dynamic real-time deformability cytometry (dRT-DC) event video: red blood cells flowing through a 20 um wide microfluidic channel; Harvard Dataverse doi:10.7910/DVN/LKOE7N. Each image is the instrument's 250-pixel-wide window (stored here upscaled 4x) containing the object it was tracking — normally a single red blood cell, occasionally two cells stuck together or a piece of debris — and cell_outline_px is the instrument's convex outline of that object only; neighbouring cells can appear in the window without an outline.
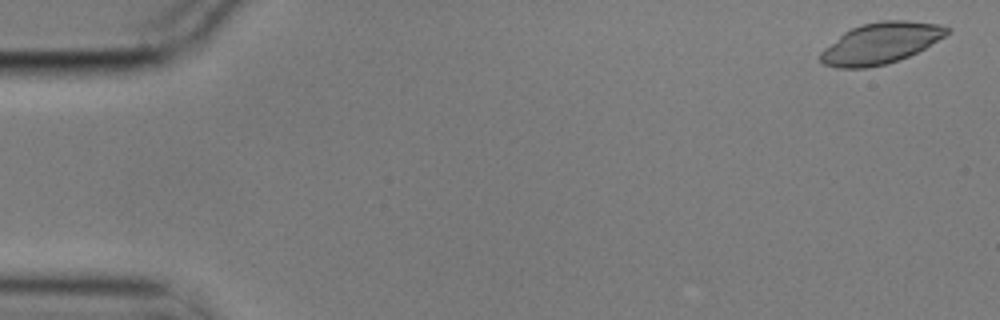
{"species": "common noctule bat (a hibernating species)", "species_latin": "Nyctalus noctula", "temperature_condition": "cold", "stored_images_in_passage": 15, "camera_frame_rate_fps": 3000, "um_per_image_px": 0.085, "animal": {"sex": "male", "body_mass_g": 17.9}, "frame": {"image": 1, "passage_image": 1, "time_ms": 0.0, "image_size_px": [1000, 320], "cell_outline_px": [[952, 28], [944, 36], [924, 48], [908, 56], [888, 64], [868, 68], [836, 68], [824, 64], [820, 60], [820, 52], [824, 48], [844, 32], [852, 28], [864, 24], [884, 20], [908, 20], [936, 24]], "centroid_in_image_um": [74.83, 3.68], "position_along_channel_um": 10.2, "area_um2": 30.06}}